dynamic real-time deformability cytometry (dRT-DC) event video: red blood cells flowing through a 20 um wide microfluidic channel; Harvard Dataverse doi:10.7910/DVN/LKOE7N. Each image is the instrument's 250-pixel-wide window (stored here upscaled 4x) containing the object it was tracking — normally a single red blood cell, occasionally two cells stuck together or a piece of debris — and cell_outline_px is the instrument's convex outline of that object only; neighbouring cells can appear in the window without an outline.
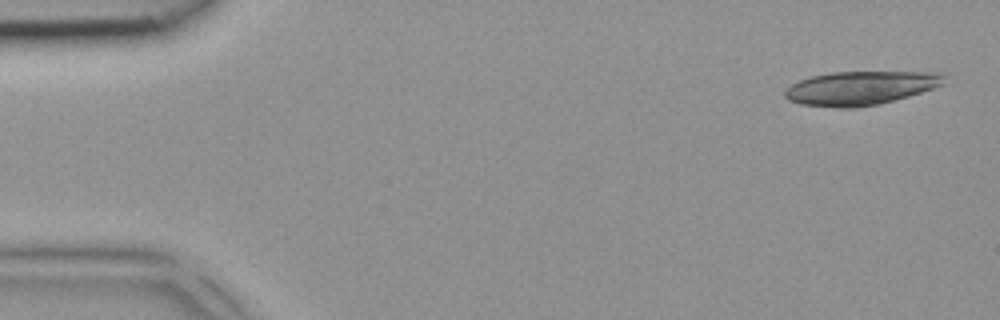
{"species": "common noctule bat (a hibernating species)", "species_latin": "Nyctalus noctula", "temperature_condition": "room temperature", "stored_images_in_passage": 3, "camera_frame_rate_fps": 3000, "um_per_image_px": 0.085, "animal": {"sex": "female", "body_mass_g": 18.4}, "frame": {"image": 1, "passage_image": 1, "time_ms": 0.0, "image_size_px": [1000, 320], "cell_outline_px": [[944, 84], [908, 96], [880, 104], [856, 108], [840, 108], [800, 104], [788, 100], [784, 96], [784, 92], [792, 84], [800, 80], [812, 76], [832, 72], [944, 72]], "centroid_in_image_um": [73.13, 7.49], "position_along_channel_um": 11.9, "area_um2": 31.27}}